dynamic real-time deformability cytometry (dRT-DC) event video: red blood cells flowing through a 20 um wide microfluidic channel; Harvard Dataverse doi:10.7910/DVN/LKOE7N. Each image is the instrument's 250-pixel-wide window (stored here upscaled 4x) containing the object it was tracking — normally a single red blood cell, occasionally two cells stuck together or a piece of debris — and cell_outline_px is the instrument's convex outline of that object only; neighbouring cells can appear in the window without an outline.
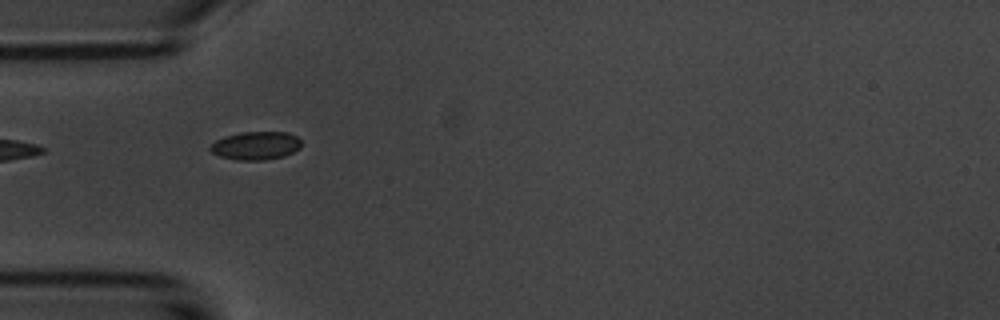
{"species": "common noctule bat (a hibernating species)", "species_latin": "Nyctalus noctula", "temperature_condition": "room temperature", "stored_images_in_passage": 5, "camera_frame_rate_fps": 3000, "um_per_image_px": 0.085, "animal": {"sex": "male", "body_mass_g": 20.1, "forearm_length_mm": 53.5}, "frame": {"image": 1, "passage_image": 4, "time_ms": 3.333, "image_size_px": [1000, 320], "cell_outline_px": [[300, 148], [284, 156], [264, 160], [236, 160], [220, 156], [212, 152], [208, 148], [216, 140], [224, 136], [240, 132], [288, 132], [296, 136], [300, 140]], "centroid_in_image_um": [21.73, 12.37], "position_along_channel_um": 63.3, "area_um2": 14.97}}